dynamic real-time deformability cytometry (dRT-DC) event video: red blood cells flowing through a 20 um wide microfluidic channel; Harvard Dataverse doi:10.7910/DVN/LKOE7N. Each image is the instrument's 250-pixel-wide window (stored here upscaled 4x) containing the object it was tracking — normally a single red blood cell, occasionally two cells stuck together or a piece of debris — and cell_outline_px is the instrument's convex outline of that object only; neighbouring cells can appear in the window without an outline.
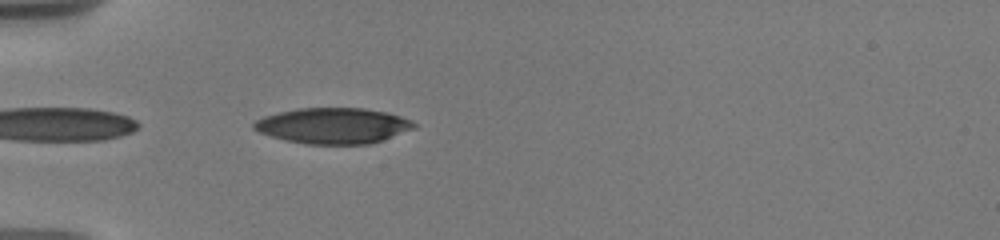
{"species": "human", "species_latin": "Homo sapiens", "temperature_condition": "warm", "stored_images_in_passage": 8, "camera_frame_rate_fps": 3000, "um_per_image_px": 0.085, "donor": {"sex": "male"}, "frame": {"image": 1, "passage_image": 4, "time_ms": 0.667, "image_size_px": [1000, 240], "cell_outline_px": [[416, 128], [368, 144], [308, 144], [288, 140], [272, 136], [260, 132], [252, 128], [252, 124], [256, 120], [264, 116], [296, 108], [364, 108], [388, 112], [412, 120], [416, 124]], "centroid_in_image_um": [28.33, 10.67], "position_along_channel_um": 56.7, "area_um2": 33.18}}